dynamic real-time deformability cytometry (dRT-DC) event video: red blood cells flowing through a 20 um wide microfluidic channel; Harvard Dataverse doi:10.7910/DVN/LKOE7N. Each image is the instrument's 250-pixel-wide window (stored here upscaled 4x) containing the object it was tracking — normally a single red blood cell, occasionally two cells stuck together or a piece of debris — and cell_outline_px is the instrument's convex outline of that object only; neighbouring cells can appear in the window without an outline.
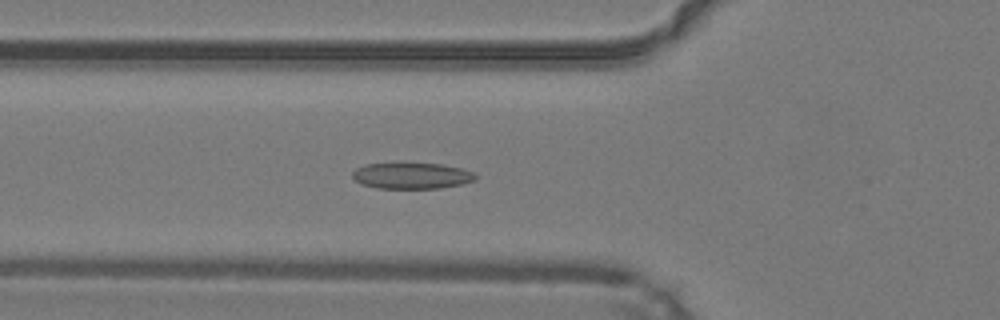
{"species": "common noctule bat (a hibernating species)", "species_latin": "Nyctalus noctula", "temperature_condition": "warm", "stored_images_in_passage": 50, "camera_frame_rate_fps": 3000, "um_per_image_px": 0.085, "animal": {"sex": "male", "body_mass_g": 19.2, "forearm_length_mm": 51.8}, "frame": {"image": 1, "passage_image": 18, "time_ms": 5.667, "image_size_px": [1000, 320], "cell_outline_px": [[476, 180], [460, 184], [440, 188], [376, 188], [364, 184], [356, 180], [352, 176], [352, 172], [356, 168], [364, 164], [400, 160], [444, 164], [476, 172]], "centroid_in_image_um": [34.98, 14.87], "position_along_channel_um": 90.8, "area_um2": 19.65}}
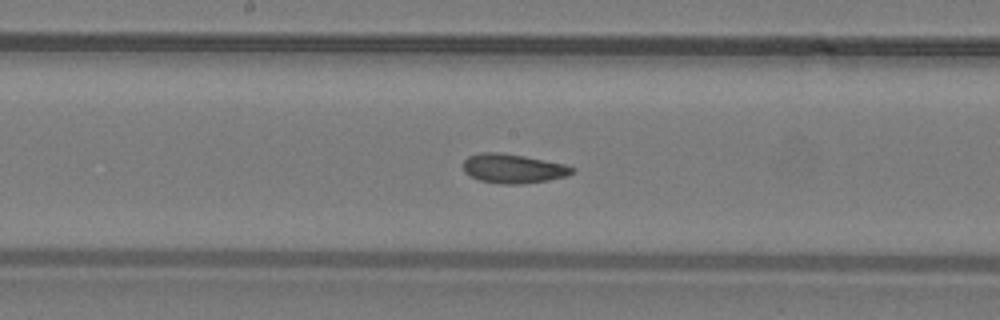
{"frame": {"image": 2, "passage_image": 26, "time_ms": 8.333, "image_size_px": [1000, 320], "cell_outline_px": [[576, 168], [572, 172], [564, 176], [548, 180], [524, 184], [504, 184], [480, 180], [464, 172], [464, 160], [468, 156], [480, 152], [500, 152], [524, 156], [564, 164]], "centroid_in_image_um": [43.6, 14.32], "position_along_channel_um": 204.6, "area_um2": 18.38}}
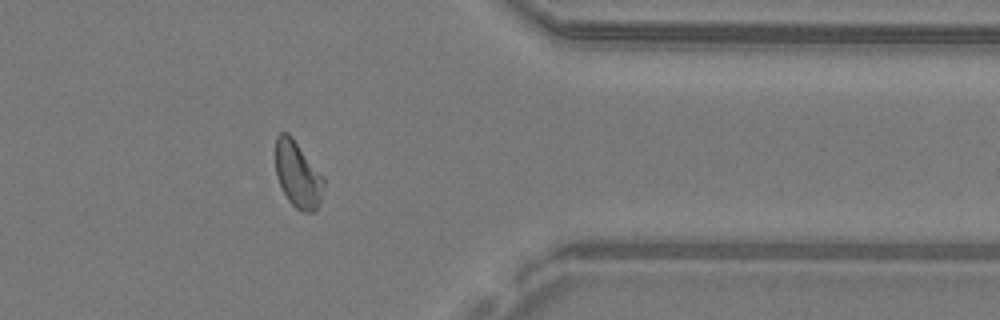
{"frame": {"image": 3, "passage_image": 40, "time_ms": 13.0, "image_size_px": [1000, 320], "cell_outline_px": [[324, 184], [320, 200], [316, 212], [300, 212], [288, 200], [276, 176], [276, 136], [280, 132], [288, 132], [292, 136], [324, 176]], "centroid_in_image_um": [25.32, 14.83], "position_along_channel_um": 386.1, "area_um2": 18.73}, "authors_computed_cell_mechanics": {"area_um2": 18.9873, "velocity_mm_per_s": 4.2343, "shape_relaxation_time_tau1_ms": null, "shape_relaxation_time_tau2_ms": 2.3069, "deformation_change_tau1": null, "deformation_change_tau2": 0.0834}}